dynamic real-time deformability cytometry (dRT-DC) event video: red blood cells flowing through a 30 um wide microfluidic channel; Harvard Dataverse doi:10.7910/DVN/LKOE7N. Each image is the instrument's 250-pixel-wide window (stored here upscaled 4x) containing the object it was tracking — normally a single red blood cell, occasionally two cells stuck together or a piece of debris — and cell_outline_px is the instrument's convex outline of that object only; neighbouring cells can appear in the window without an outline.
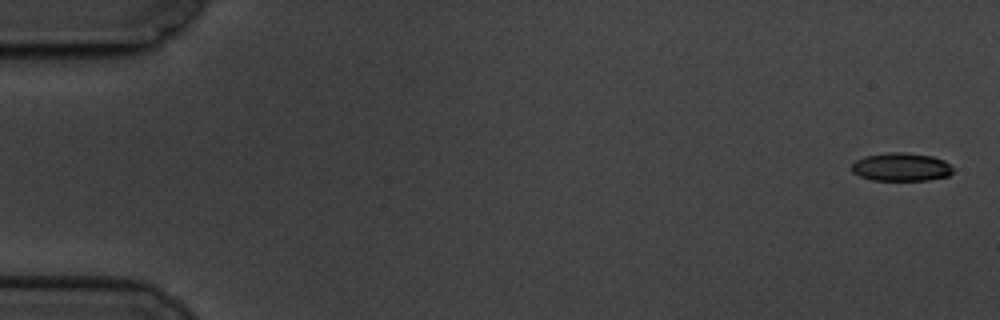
{"species": "common noctule bat (a hibernating species)", "species_latin": "Nyctalus noctula", "temperature_condition": "cold", "stored_images_in_passage": 8, "camera_frame_rate_fps": 3000, "um_per_image_px": 0.085, "animal": {"sex": "male", "body_mass_g": 19.5, "forearm_length_mm": 54.6}, "frame": {"image": 1, "passage_image": 1, "time_ms": 0.0, "image_size_px": [1000, 320], "cell_outline_px": [[952, 172], [948, 176], [928, 180], [872, 180], [860, 176], [852, 172], [852, 164], [856, 160], [864, 156], [888, 152], [904, 152], [932, 156], [944, 160], [952, 168]], "centroid_in_image_um": [76.58, 14.19], "position_along_channel_um": 8.4, "area_um2": 16.65}}
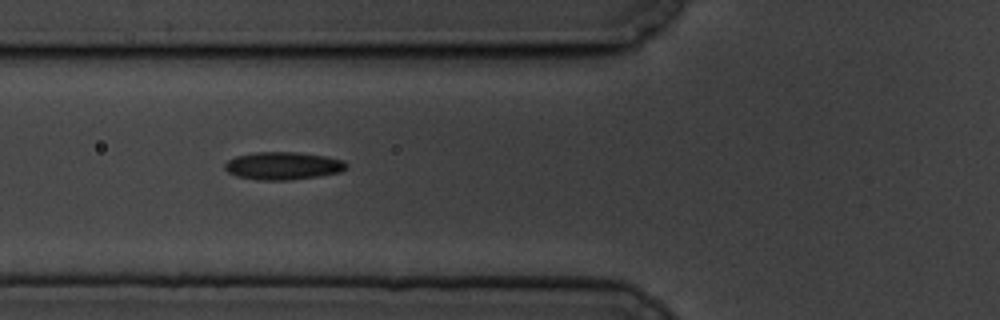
{"frame": {"image": 2, "passage_image": 7, "time_ms": 7.0, "image_size_px": [1000, 320], "cell_outline_px": [[348, 168], [340, 172], [316, 176], [288, 180], [256, 180], [236, 176], [228, 172], [224, 168], [224, 164], [228, 160], [236, 156], [256, 152], [296, 152], [324, 156], [344, 160], [348, 164]], "centroid_in_image_um": [24.05, 14.09], "position_along_channel_um": 101.8, "area_um2": 19.65}}
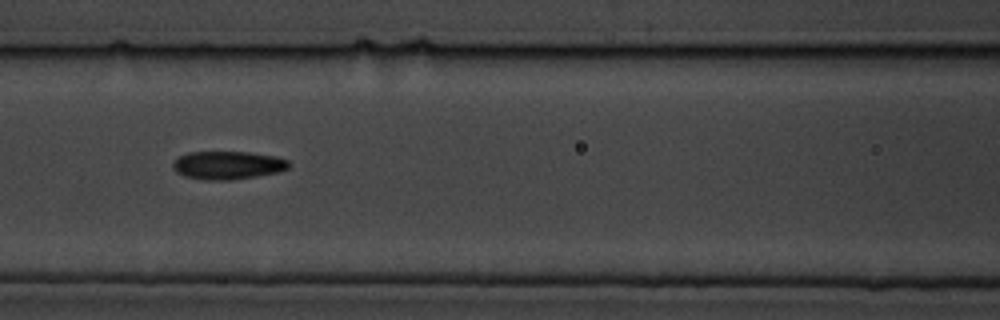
{"frame": {"image": 3, "passage_image": 8, "time_ms": 8.333, "image_size_px": [1000, 320], "cell_outline_px": [[292, 164], [288, 168], [280, 172], [232, 180], [204, 180], [184, 176], [176, 172], [172, 168], [172, 164], [180, 156], [188, 152], [248, 152], [276, 156], [288, 160]], "centroid_in_image_um": [19.38, 14.05], "position_along_channel_um": 147.2, "area_um2": 19.19}}